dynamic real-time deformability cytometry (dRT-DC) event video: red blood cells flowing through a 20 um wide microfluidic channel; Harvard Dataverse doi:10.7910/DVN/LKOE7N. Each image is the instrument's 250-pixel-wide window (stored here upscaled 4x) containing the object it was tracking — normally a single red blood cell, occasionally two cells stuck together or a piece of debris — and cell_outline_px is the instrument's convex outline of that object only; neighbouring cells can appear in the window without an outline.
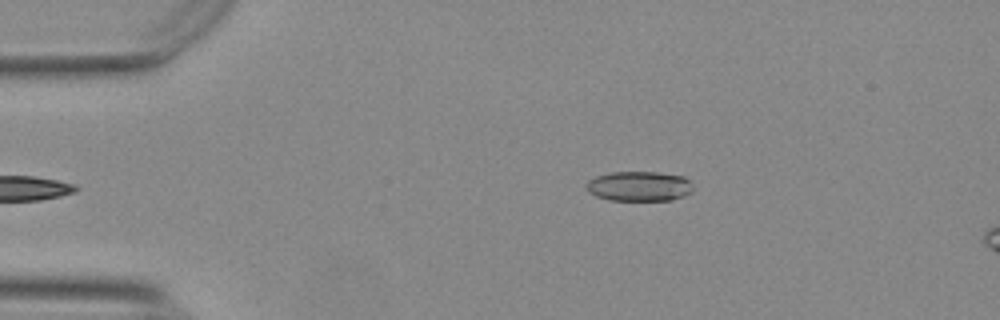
{"species": "Egyptian fruit bat (a non-hibernating species)", "species_latin": "Rousettus aegyptiacus", "temperature_condition": "warm", "stored_images_in_passage": 7, "camera_frame_rate_fps": 3000, "um_per_image_px": 0.085, "animal": {"sex": "female"}, "frame": {"image": 1, "passage_image": 1, "time_ms": 0.0, "image_size_px": [1000, 320], "cell_outline_px": [[692, 192], [684, 196], [672, 200], [608, 200], [596, 196], [588, 192], [584, 184], [588, 180], [596, 176], [612, 172], [656, 172], [684, 176], [692, 184]], "centroid_in_image_um": [54.31, 15.83], "position_along_channel_um": 30.7, "area_um2": 18.73}}